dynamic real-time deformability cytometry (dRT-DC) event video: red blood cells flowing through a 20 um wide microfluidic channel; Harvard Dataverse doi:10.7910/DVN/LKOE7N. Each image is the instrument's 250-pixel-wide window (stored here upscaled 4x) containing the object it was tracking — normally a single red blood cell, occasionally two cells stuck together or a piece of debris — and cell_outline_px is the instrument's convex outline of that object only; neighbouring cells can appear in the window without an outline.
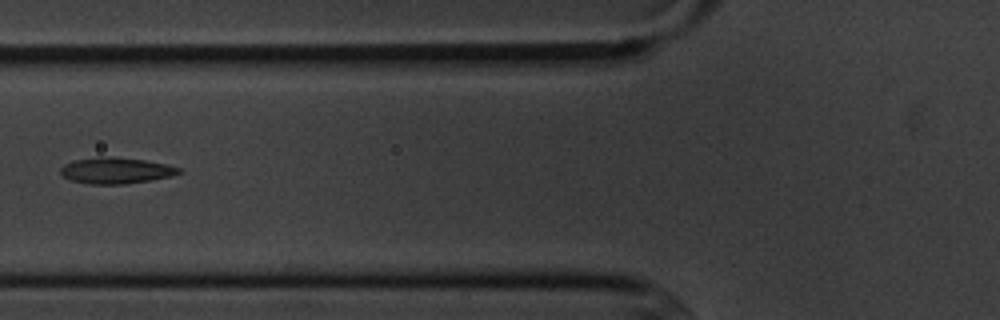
{"species": "common noctule bat (a hibernating species)", "species_latin": "Nyctalus noctula", "temperature_condition": "cold", "stored_images_in_passage": 14, "camera_frame_rate_fps": 3000, "um_per_image_px": 0.085, "animal": {"sex": "male", "body_mass_g": 20.1, "forearm_length_mm": 53.5}, "frame": {"image": 1, "passage_image": 5, "time_ms": 5.667, "image_size_px": [1000, 320], "cell_outline_px": [[184, 172], [172, 176], [152, 180], [124, 184], [88, 184], [72, 180], [64, 176], [60, 172], [60, 168], [64, 164], [76, 160], [100, 156], [108, 156], [144, 160], [164, 164], [180, 168]], "centroid_in_image_um": [9.87, 14.5], "position_along_channel_um": 115.9, "area_um2": 17.98}}
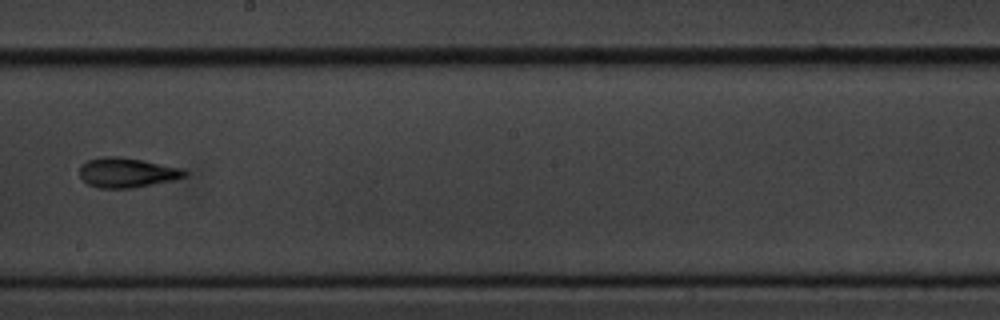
{"frame": {"image": 2, "passage_image": 8, "time_ms": 9.0, "image_size_px": [1000, 320], "cell_outline_px": [[188, 172], [184, 176], [172, 180], [132, 188], [96, 188], [88, 184], [80, 176], [80, 164], [88, 160], [104, 156], [120, 156], [144, 160], [180, 168]], "centroid_in_image_um": [10.74, 14.66], "position_along_channel_um": 237.5, "area_um2": 18.15}}
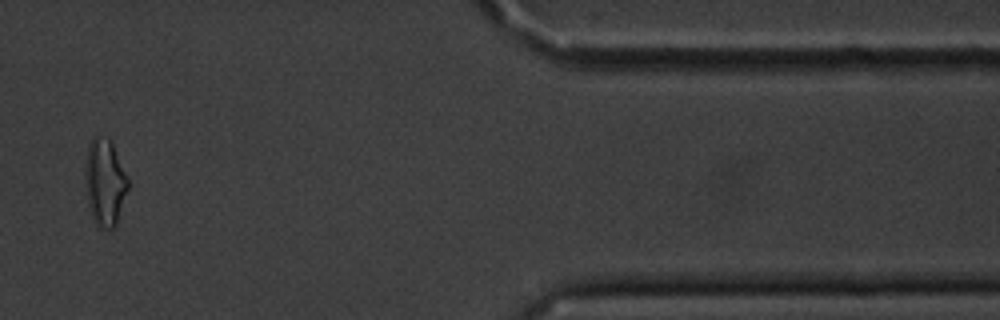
{"frame": {"image": 3, "passage_image": 12, "time_ms": 14.667, "image_size_px": [1000, 320], "cell_outline_px": [[128, 188], [116, 224], [112, 228], [100, 228], [92, 220], [88, 204], [84, 180], [84, 172], [88, 144], [92, 136], [96, 136], [108, 140], [112, 144], [128, 176]], "centroid_in_image_um": [8.88, 15.51], "position_along_channel_um": 402.5, "area_um2": 21.68}, "authors_computed_cell_mechanics": {"area_um2": 18.0625, "velocity_mm_per_s": 3.643, "shape_relaxation_time_tau1_ms": 2.3481, "shape_relaxation_time_tau2_ms": 1.7239, "deformation_change_tau1": 0.0805, "deformation_change_tau2": 0.0736}}